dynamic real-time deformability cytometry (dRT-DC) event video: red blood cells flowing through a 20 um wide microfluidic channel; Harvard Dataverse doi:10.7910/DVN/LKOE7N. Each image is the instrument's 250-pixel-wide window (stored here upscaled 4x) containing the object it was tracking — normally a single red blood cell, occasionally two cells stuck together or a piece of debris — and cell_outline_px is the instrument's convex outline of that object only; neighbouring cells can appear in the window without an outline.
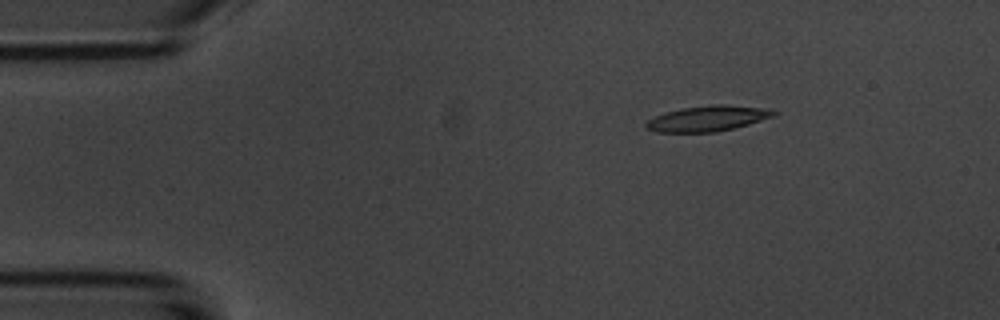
{"species": "common noctule bat (a hibernating species)", "species_latin": "Nyctalus noctula", "temperature_condition": "room temperature", "stored_images_in_passage": 4, "camera_frame_rate_fps": 3000, "um_per_image_px": 0.085, "animal": {"sex": "male", "body_mass_g": 20.1, "forearm_length_mm": 53.5}, "frame": {"image": 1, "passage_image": 2, "time_ms": 1.333, "image_size_px": [1000, 320], "cell_outline_px": [[780, 112], [776, 116], [748, 124], [716, 132], [656, 132], [644, 128], [644, 124], [648, 120], [664, 112], [684, 108], [712, 104], [724, 104], [768, 108]], "centroid_in_image_um": [60.18, 10.06], "position_along_channel_um": 24.8, "area_um2": 19.13}}